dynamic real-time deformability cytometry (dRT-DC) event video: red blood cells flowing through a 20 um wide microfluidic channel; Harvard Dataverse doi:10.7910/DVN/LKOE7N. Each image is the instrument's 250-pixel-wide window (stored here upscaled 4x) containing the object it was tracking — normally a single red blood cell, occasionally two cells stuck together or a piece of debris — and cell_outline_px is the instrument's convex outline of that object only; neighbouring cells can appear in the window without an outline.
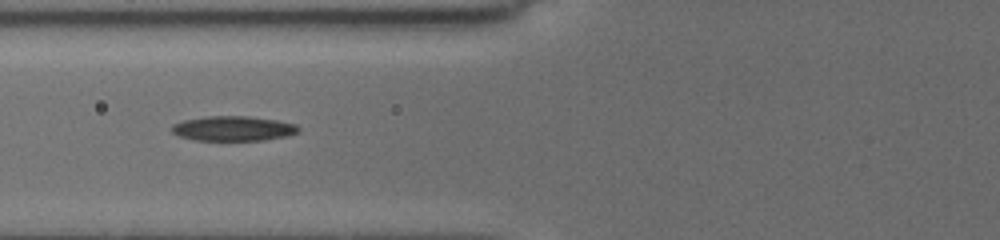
{"species": "common noctule bat (a hibernating species)", "species_latin": "Nyctalus noctula", "temperature_condition": "cold", "stored_images_in_passage": 15, "camera_frame_rate_fps": 3000, "um_per_image_px": 0.085, "animal": {"sex": "female", "body_mass_g": 19.5, "forearm_length_mm": 54.1}, "frame": {"image": 1, "passage_image": 11, "time_ms": 4.333, "image_size_px": [1000, 240], "cell_outline_px": [[300, 132], [288, 136], [264, 140], [196, 140], [180, 136], [172, 132], [172, 124], [184, 120], [208, 116], [248, 116], [276, 120], [296, 124], [300, 128]], "centroid_in_image_um": [19.87, 10.92], "position_along_channel_um": 105.9, "area_um2": 18.32}}
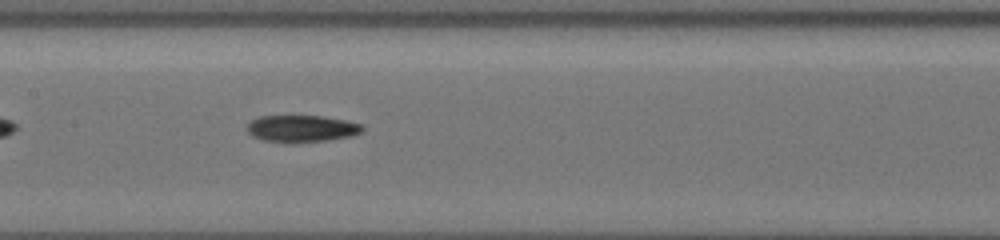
{"frame": {"image": 2, "passage_image": 15, "time_ms": 6.333, "image_size_px": [1000, 240], "cell_outline_px": [[364, 128], [360, 132], [352, 136], [328, 140], [296, 144], [288, 144], [260, 140], [252, 136], [248, 132], [248, 124], [252, 120], [260, 116], [320, 116], [344, 120], [360, 124]], "centroid_in_image_um": [25.6, 10.96], "position_along_channel_um": 181.8, "area_um2": 18.32}}